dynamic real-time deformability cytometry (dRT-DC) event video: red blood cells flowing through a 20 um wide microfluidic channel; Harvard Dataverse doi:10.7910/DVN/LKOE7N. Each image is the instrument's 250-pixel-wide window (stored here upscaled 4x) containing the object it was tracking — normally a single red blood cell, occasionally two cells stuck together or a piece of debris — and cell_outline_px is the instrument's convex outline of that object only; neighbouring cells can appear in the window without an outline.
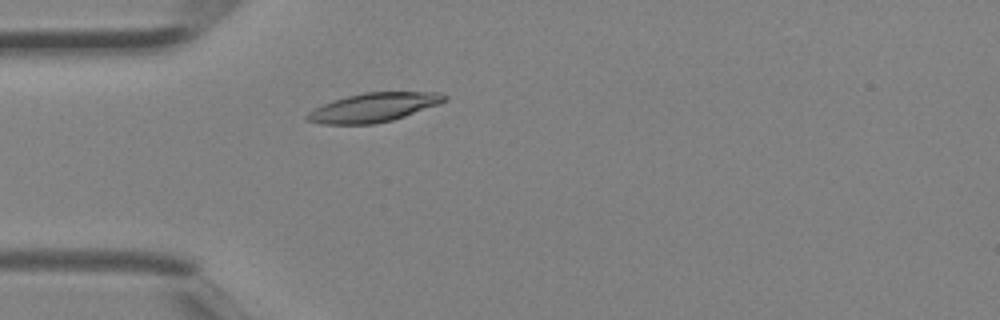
{"species": "Egyptian fruit bat (a non-hibernating species)", "species_latin": "Rousettus aegyptiacus", "temperature_condition": "room temperature", "stored_images_in_passage": 3, "camera_frame_rate_fps": 3000, "um_per_image_px": 0.085, "animal": {"sex": "female"}, "frame": {"image": 1, "passage_image": 3, "time_ms": 0.667, "image_size_px": [1000, 320], "cell_outline_px": [[448, 100], [404, 116], [392, 120], [372, 124], [324, 124], [304, 120], [304, 116], [308, 112], [332, 100], [364, 92], [440, 92], [448, 96]], "centroid_in_image_um": [31.73, 9.13], "position_along_channel_um": 53.3, "area_um2": 23.0}}